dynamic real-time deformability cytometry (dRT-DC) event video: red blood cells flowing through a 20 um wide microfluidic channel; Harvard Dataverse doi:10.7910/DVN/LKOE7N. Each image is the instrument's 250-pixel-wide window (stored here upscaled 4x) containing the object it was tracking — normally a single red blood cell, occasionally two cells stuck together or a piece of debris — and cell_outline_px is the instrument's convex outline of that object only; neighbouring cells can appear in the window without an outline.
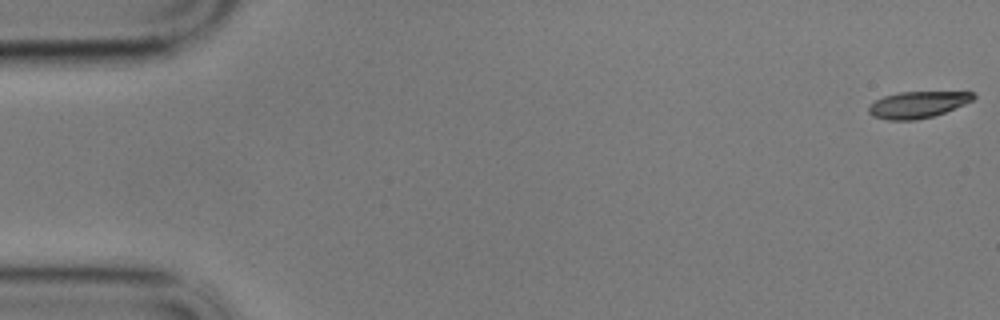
{"species": "common noctule bat (a hibernating species)", "species_latin": "Nyctalus noctula", "temperature_condition": "cold", "stored_images_in_passage": 59, "camera_frame_rate_fps": 3000, "um_per_image_px": 0.085, "animal": {"sex": "male", "body_mass_g": 17.9}, "frame": {"image": 1, "passage_image": 1, "time_ms": 0.0, "image_size_px": [1000, 320], "cell_outline_px": [[976, 96], [972, 100], [964, 104], [944, 112], [932, 116], [916, 120], [888, 120], [872, 116], [868, 112], [868, 108], [876, 100], [884, 96], [900, 92], [976, 92]], "centroid_in_image_um": [77.99, 8.89], "position_along_channel_um": 7.0, "area_um2": 16.01}}
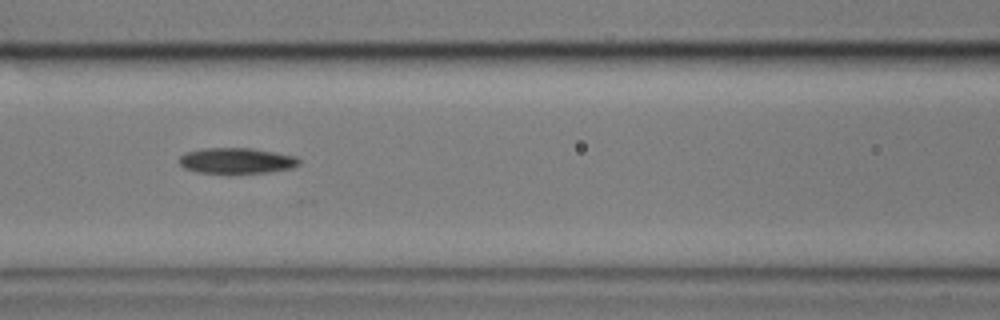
{"frame": {"image": 2, "passage_image": 26, "time_ms": 8.333, "image_size_px": [1000, 320], "cell_outline_px": [[300, 164], [292, 168], [268, 172], [228, 176], [196, 172], [184, 168], [180, 164], [180, 156], [184, 152], [200, 148], [252, 148], [276, 152], [296, 156], [300, 160]], "centroid_in_image_um": [20.08, 13.69], "position_along_channel_um": 146.5, "area_um2": 18.9}}
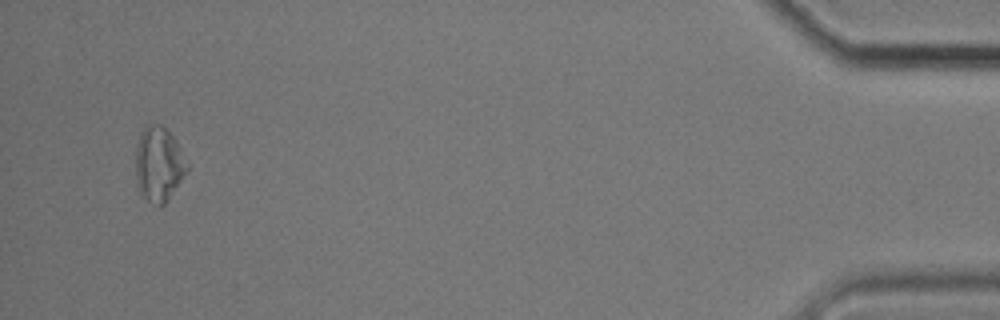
{"frame": {"image": 3, "passage_image": 57, "time_ms": 18.667, "image_size_px": [1000, 320], "cell_outline_px": [[188, 172], [164, 204], [160, 208], [156, 208], [140, 192], [136, 184], [136, 144], [140, 132], [148, 124], [160, 124], [176, 140], [188, 164]], "centroid_in_image_um": [13.49, 13.98], "position_along_channel_um": 421.7, "area_um2": 22.54}, "authors_computed_cell_mechanics": {"area_um2": 18.1492, "velocity_mm_per_s": 3.4153, "shape_relaxation_time_tau1_ms": 2.6549, "shape_relaxation_time_tau2_ms": null, "deformation_change_tau1": 0.1042, "deformation_change_tau2": null}}